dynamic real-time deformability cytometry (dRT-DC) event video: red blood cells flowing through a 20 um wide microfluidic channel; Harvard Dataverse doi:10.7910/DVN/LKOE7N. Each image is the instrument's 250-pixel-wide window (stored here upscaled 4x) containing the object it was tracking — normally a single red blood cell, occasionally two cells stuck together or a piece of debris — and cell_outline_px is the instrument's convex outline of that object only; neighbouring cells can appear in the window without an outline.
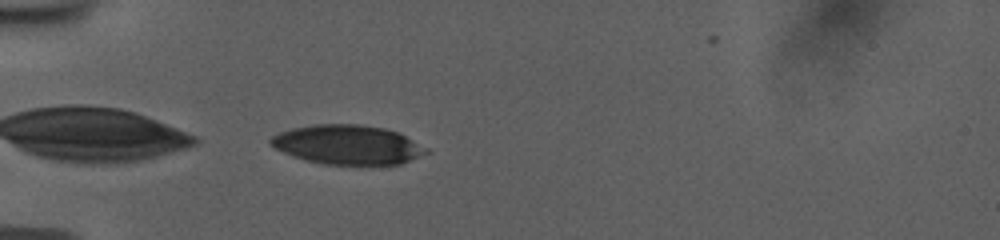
{"species": "human", "species_latin": "Homo sapiens", "temperature_condition": "room temperature", "stored_images_in_passage": 39, "camera_frame_rate_fps": 3000, "um_per_image_px": 0.085, "donor": {"sex": "female"}, "frame": {"image": 1, "passage_image": 1, "time_ms": 0.0, "image_size_px": [1000, 240], "cell_outline_px": [[432, 152], [400, 164], [324, 164], [292, 156], [268, 144], [268, 140], [272, 136], [280, 132], [292, 128], [316, 124], [356, 124], [384, 128], [396, 132], [428, 148]], "centroid_in_image_um": [29.55, 12.3], "position_along_channel_um": 55.5, "area_um2": 35.43}}
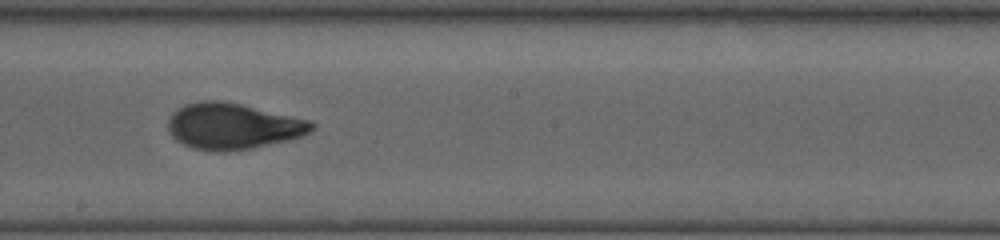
{"frame": {"image": 2, "passage_image": 16, "time_ms": 5.0, "image_size_px": [1000, 240], "cell_outline_px": [[316, 128], [304, 136], [288, 140], [252, 148], [220, 152], [192, 148], [176, 140], [172, 136], [168, 128], [168, 120], [172, 112], [184, 104], [204, 100], [224, 100], [308, 120], [316, 124]], "centroid_in_image_um": [19.78, 10.72], "position_along_channel_um": 228.4, "area_um2": 38.61}}
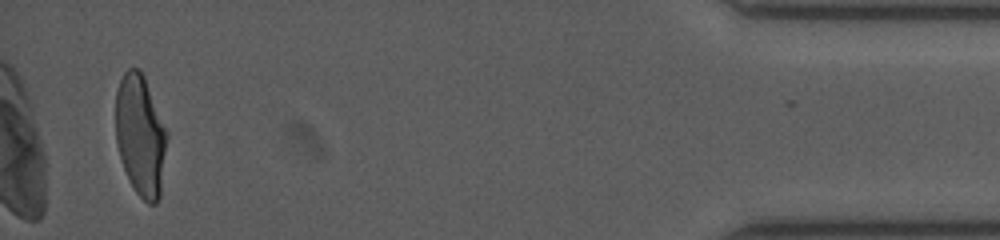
{"frame": {"image": 3, "passage_image": 37, "time_ms": 12.0, "image_size_px": [1000, 240], "cell_outline_px": [[168, 136], [160, 196], [156, 204], [148, 204], [136, 192], [124, 168], [116, 144], [116, 88], [124, 72], [128, 68], [140, 68], [144, 76], [168, 132]], "centroid_in_image_um": [11.95, 11.49], "position_along_channel_um": 423.3, "area_um2": 36.3}, "authors_computed_cell_mechanics": {"area_um2": 37.3966, "velocity_mm_per_s": 3.7592, "shape_relaxation_time_tau1_ms": 4.9529, "shape_relaxation_time_tau2_ms": 0.8371, "deformation_change_tau1": 0.2051, "deformation_change_tau2": 0.0641}}